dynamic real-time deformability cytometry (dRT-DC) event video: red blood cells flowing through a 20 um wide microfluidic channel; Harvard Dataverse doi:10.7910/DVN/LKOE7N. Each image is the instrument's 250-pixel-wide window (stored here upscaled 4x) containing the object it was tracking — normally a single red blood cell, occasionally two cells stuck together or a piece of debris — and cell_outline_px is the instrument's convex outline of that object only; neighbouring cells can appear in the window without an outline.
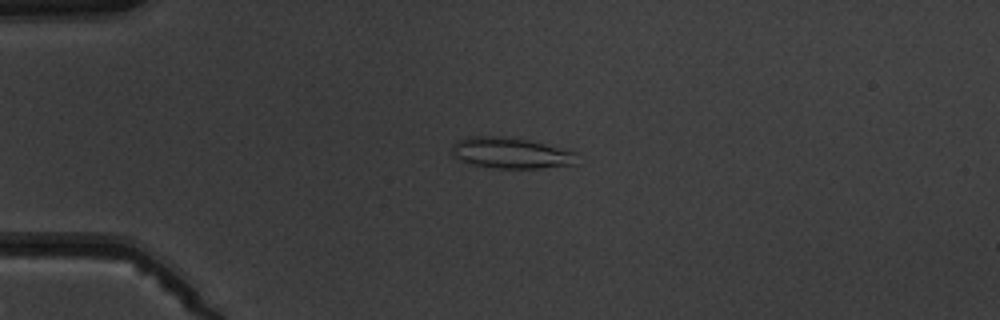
{"species": "common noctule bat (a hibernating species)", "species_latin": "Nyctalus noctula", "temperature_condition": "warm", "stored_images_in_passage": 5, "camera_frame_rate_fps": 3000, "um_per_image_px": 0.085, "animal": {"sex": "male", "body_mass_g": 19.5, "forearm_length_mm": 54.6}, "frame": {"image": 1, "passage_image": 3, "time_ms": 3.333, "image_size_px": [1000, 320], "cell_outline_px": [[576, 164], [544, 168], [492, 168], [472, 164], [460, 160], [452, 156], [452, 144], [456, 140], [468, 136], [500, 136], [528, 140], [576, 152]], "centroid_in_image_um": [43.37, 13.01], "position_along_channel_um": 41.6, "area_um2": 22.6}}
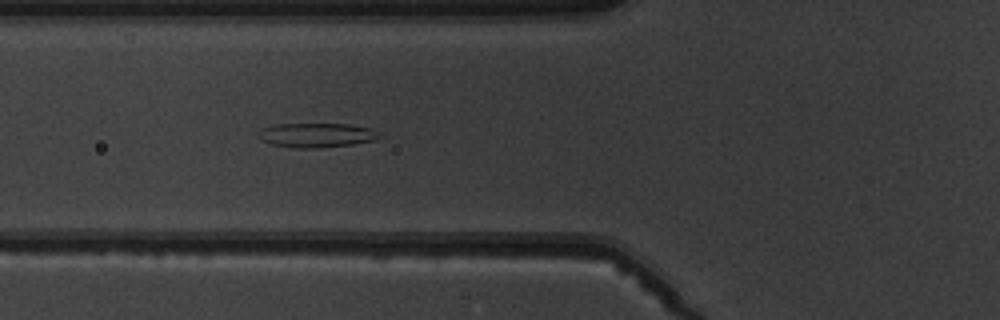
{"frame": {"image": 2, "passage_image": 5, "time_ms": 5.667, "image_size_px": [1000, 320], "cell_outline_px": [[384, 136], [376, 140], [352, 144], [316, 148], [296, 148], [272, 144], [260, 140], [256, 136], [256, 132], [264, 128], [276, 124], [348, 124], [368, 128], [380, 132]], "centroid_in_image_um": [26.9, 11.49], "position_along_channel_um": 98.9, "area_um2": 17.28}}